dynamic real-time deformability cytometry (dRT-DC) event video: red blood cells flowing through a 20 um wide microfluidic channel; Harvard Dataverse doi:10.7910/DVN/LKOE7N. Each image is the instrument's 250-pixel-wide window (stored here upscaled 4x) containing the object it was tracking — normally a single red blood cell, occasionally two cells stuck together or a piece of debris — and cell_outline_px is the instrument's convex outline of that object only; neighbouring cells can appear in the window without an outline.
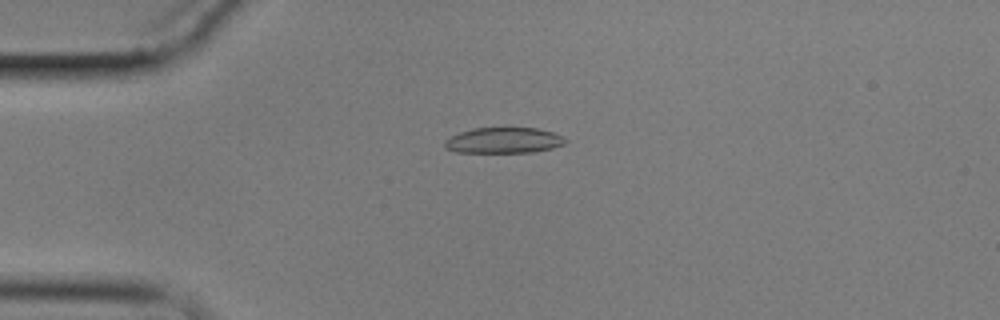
{"species": "common noctule bat (a hibernating species)", "species_latin": "Nyctalus noctula", "temperature_condition": "cold", "stored_images_in_passage": 6, "camera_frame_rate_fps": 3000, "um_per_image_px": 0.085, "animal": {"sex": "male", "body_mass_g": 17.9}, "frame": {"image": 1, "passage_image": 5, "time_ms": 4.667, "image_size_px": [1000, 320], "cell_outline_px": [[568, 140], [564, 144], [552, 148], [536, 152], [456, 152], [444, 148], [444, 140], [460, 132], [472, 128], [536, 128], [552, 132], [564, 136]], "centroid_in_image_um": [42.82, 11.93], "position_along_channel_um": 42.2, "area_um2": 18.15}}